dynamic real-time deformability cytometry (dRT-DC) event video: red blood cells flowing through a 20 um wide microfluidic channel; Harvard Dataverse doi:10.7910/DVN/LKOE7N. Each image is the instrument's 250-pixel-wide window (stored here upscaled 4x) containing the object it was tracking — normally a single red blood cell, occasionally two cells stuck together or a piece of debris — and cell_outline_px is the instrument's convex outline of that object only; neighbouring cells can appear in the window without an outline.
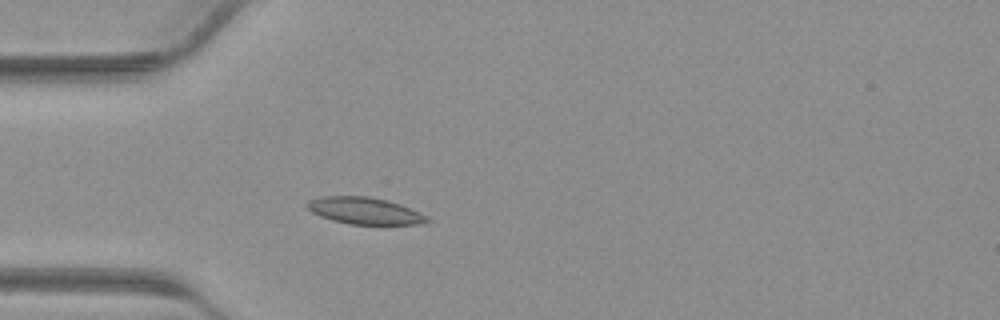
{"species": "common noctule bat (a hibernating species)", "species_latin": "Nyctalus noctula", "temperature_condition": "warm", "stored_images_in_passage": 36, "camera_frame_rate_fps": 3000, "um_per_image_px": 0.085, "animal": {"sex": "male", "body_mass_g": 23.1, "forearm_length_mm": 52.7}, "frame": {"image": 1, "passage_image": 7, "time_ms": 2.0, "image_size_px": [1000, 320], "cell_outline_px": [[432, 220], [424, 224], [348, 224], [332, 220], [320, 216], [312, 212], [304, 204], [308, 200], [320, 196], [368, 196], [400, 204], [420, 212], [428, 216]], "centroid_in_image_um": [30.99, 17.92], "position_along_channel_um": 54.0, "area_um2": 18.84}}
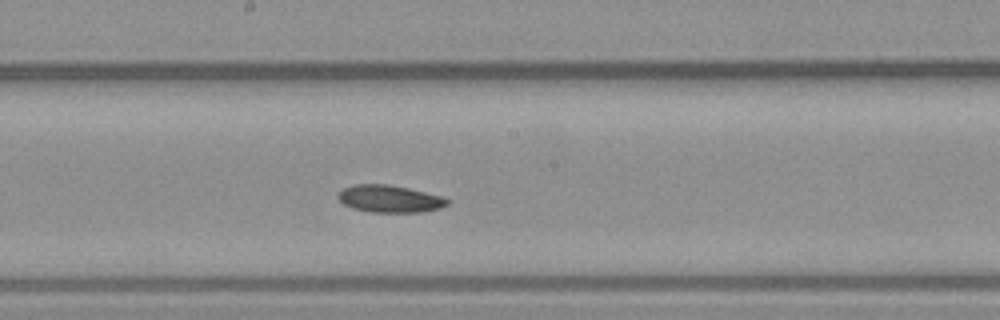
{"frame": {"image": 2, "passage_image": 17, "time_ms": 5.333, "image_size_px": [1000, 320], "cell_outline_px": [[448, 204], [440, 208], [420, 212], [372, 212], [352, 208], [344, 204], [336, 196], [336, 192], [340, 188], [352, 184], [388, 184], [408, 188], [444, 196], [448, 200]], "centroid_in_image_um": [33.07, 16.88], "position_along_channel_um": 215.1, "area_um2": 17.57}}
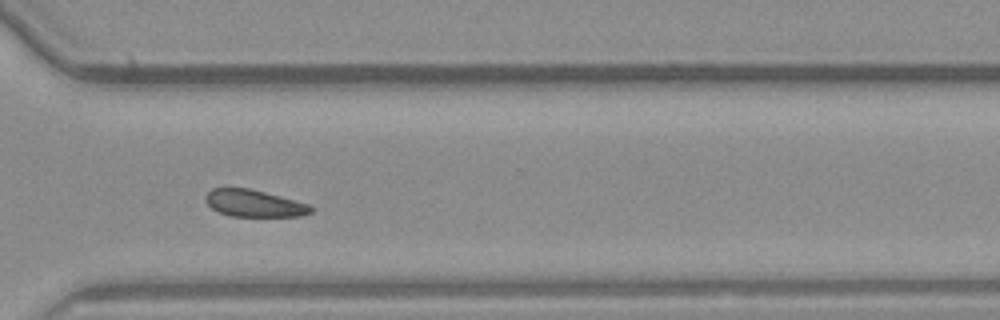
{"frame": {"image": 3, "passage_image": 25, "time_ms": 8.0, "image_size_px": [1000, 320], "cell_outline_px": [[316, 208], [312, 212], [300, 216], [228, 216], [212, 208], [204, 200], [204, 196], [212, 188], [248, 188], [280, 196], [308, 204]], "centroid_in_image_um": [21.59, 17.29], "position_along_channel_um": 349.0, "area_um2": 16.53}}